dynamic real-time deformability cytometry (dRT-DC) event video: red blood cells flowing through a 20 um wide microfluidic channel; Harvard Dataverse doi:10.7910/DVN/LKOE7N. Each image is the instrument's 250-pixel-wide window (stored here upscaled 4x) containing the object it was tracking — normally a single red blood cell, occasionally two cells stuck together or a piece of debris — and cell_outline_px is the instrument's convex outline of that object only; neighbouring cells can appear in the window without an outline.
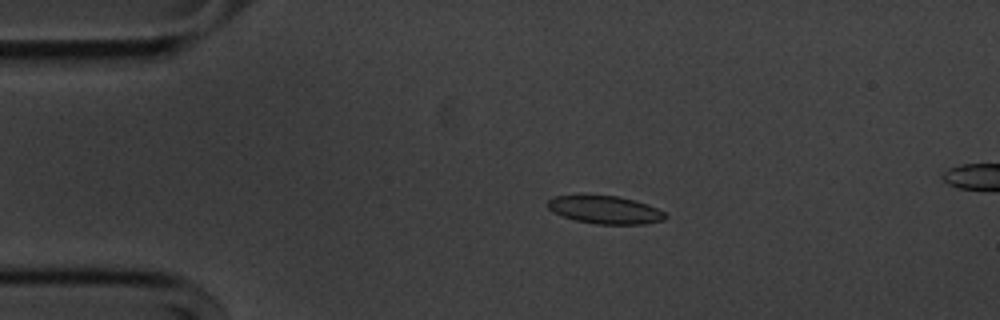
{"species": "common noctule bat (a hibernating species)", "species_latin": "Nyctalus noctula", "temperature_condition": "cold", "stored_images_in_passage": 47, "camera_frame_rate_fps": 3000, "um_per_image_px": 0.085, "animal": {"sex": "male", "body_mass_g": 20.1, "forearm_length_mm": 53.5}, "frame": {"image": 1, "passage_image": 3, "time_ms": 0.667, "image_size_px": [1000, 320], "cell_outline_px": [[668, 216], [664, 220], [644, 224], [596, 224], [576, 220], [564, 216], [548, 208], [548, 200], [556, 196], [616, 196], [636, 200], [656, 208], [664, 212]], "centroid_in_image_um": [51.49, 17.84], "position_along_channel_um": 33.5, "area_um2": 18.73}}
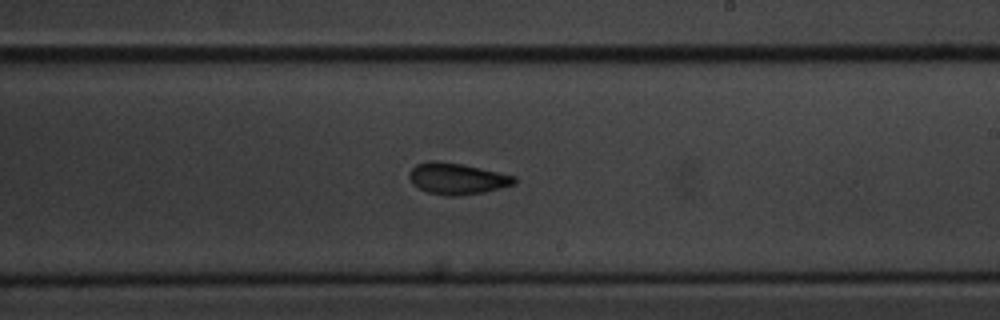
{"frame": {"image": 2, "passage_image": 24, "time_ms": 7.667, "image_size_px": [1000, 320], "cell_outline_px": [[516, 184], [484, 192], [460, 196], [444, 196], [428, 192], [412, 184], [408, 176], [412, 168], [416, 164], [432, 160], [436, 160], [460, 164], [516, 176]], "centroid_in_image_um": [38.84, 15.19], "position_along_channel_um": 250.2, "area_um2": 19.13}}
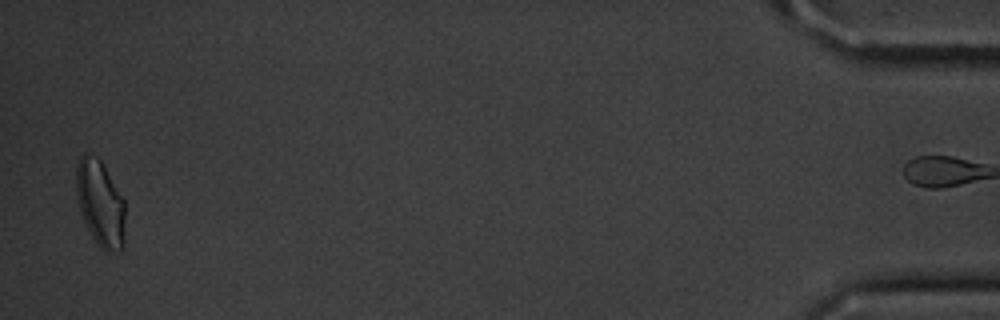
{"frame": {"image": 3, "passage_image": 46, "time_ms": 15.0, "image_size_px": [1000, 320], "cell_outline_px": [[124, 248], [120, 252], [104, 252], [100, 248], [92, 236], [80, 212], [76, 196], [76, 168], [80, 156], [84, 152], [88, 152], [96, 156], [104, 164], [124, 200]], "centroid_in_image_um": [8.52, 17.29], "position_along_channel_um": 426.7, "area_um2": 24.91}, "authors_computed_cell_mechanics": {"area_um2": 19.4208, "velocity_mm_per_s": 3.6226, "shape_relaxation_time_tau1_ms": 2.0361, "shape_relaxation_time_tau2_ms": 2.2309, "deformation_change_tau1": 0.1071, "deformation_change_tau2": 0.0805}}